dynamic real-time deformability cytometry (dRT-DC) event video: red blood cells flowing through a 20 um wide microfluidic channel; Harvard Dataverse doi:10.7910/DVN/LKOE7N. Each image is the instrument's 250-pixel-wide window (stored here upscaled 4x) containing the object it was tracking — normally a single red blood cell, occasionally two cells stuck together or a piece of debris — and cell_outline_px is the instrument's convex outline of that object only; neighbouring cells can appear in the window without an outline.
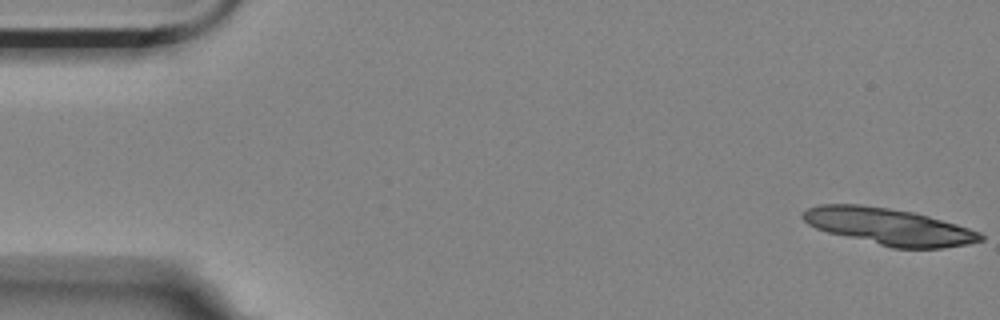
{"species": "Egyptian fruit bat (a non-hibernating species)", "species_latin": "Rousettus aegyptiacus", "temperature_condition": "room temperature", "stored_images_in_passage": 8, "camera_frame_rate_fps": 3000, "um_per_image_px": 0.085, "animal": {"sex": "female"}, "frame": {"image": 1, "passage_image": 1, "time_ms": 0.0, "image_size_px": [1000, 320], "cell_outline_px": [[984, 240], [968, 244], [940, 248], [892, 248], [828, 232], [816, 228], [808, 224], [800, 216], [808, 208], [820, 204], [860, 204], [888, 208], [912, 212], [928, 216], [956, 224], [980, 232], [984, 236]], "centroid_in_image_um": [75.55, 19.26], "position_along_channel_um": 9.4, "area_um2": 37.74}}